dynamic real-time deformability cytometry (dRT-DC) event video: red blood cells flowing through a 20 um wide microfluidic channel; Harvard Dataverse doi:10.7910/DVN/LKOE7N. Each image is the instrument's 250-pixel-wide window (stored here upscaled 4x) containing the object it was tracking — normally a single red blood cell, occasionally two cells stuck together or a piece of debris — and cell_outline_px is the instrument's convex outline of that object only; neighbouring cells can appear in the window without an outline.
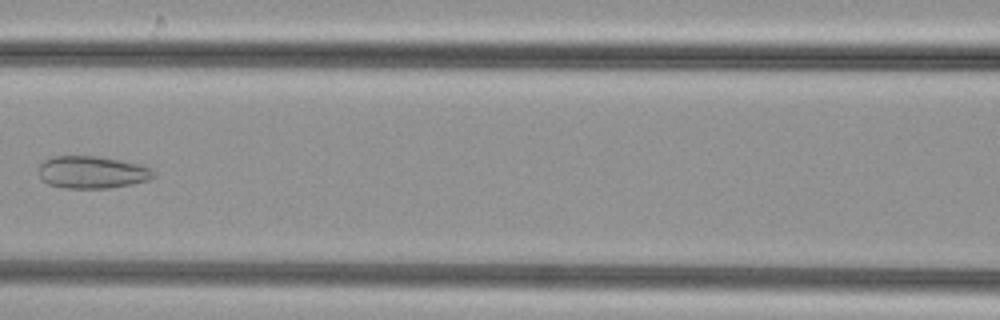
{"species": "common noctule bat (a hibernating species)", "species_latin": "Nyctalus noctula", "temperature_condition": "cold", "stored_images_in_passage": 7, "camera_frame_rate_fps": 3000, "um_per_image_px": 0.085, "animal": {"sex": "female", "body_mass_g": 29.2, "forearm_length_mm": 56.3}, "frame": {"image": 1, "passage_image": 7, "time_ms": 7.0, "image_size_px": [1000, 320], "cell_outline_px": [[156, 176], [148, 180], [132, 184], [108, 188], [64, 188], [48, 184], [40, 176], [36, 168], [44, 160], [52, 156], [96, 156], [120, 160], [152, 168], [156, 172]], "centroid_in_image_um": [7.82, 14.64], "position_along_channel_um": 158.8, "area_um2": 21.79}}